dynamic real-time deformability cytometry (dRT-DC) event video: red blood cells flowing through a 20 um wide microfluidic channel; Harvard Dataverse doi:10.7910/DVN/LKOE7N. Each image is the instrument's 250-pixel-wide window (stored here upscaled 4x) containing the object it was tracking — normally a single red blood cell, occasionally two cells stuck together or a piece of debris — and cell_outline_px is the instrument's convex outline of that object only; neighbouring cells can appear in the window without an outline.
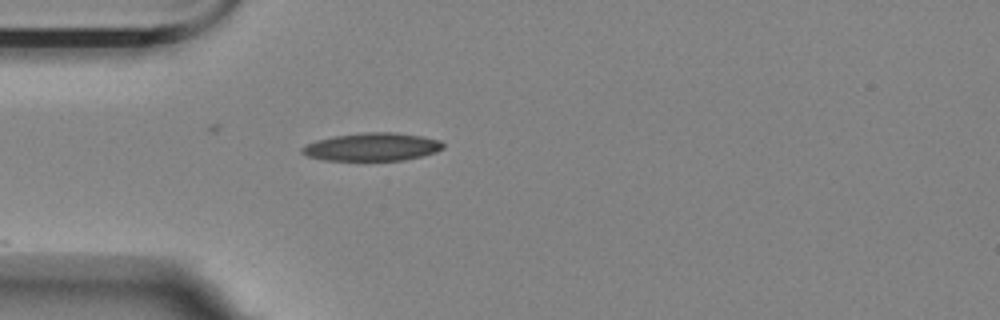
{"species": "Egyptian fruit bat (a non-hibernating species)", "species_latin": "Rousettus aegyptiacus", "temperature_condition": "room temperature", "stored_images_in_passage": 4, "camera_frame_rate_fps": 3000, "um_per_image_px": 0.085, "animal": {"sex": "female"}, "frame": {"image": 1, "passage_image": 1, "time_ms": 0.0, "image_size_px": [1000, 320], "cell_outline_px": [[444, 148], [436, 152], [404, 160], [324, 160], [308, 156], [300, 152], [300, 148], [316, 140], [336, 136], [360, 132], [396, 132], [424, 136], [440, 140], [444, 144]], "centroid_in_image_um": [31.65, 12.47], "position_along_channel_um": 53.3, "area_um2": 23.06}}